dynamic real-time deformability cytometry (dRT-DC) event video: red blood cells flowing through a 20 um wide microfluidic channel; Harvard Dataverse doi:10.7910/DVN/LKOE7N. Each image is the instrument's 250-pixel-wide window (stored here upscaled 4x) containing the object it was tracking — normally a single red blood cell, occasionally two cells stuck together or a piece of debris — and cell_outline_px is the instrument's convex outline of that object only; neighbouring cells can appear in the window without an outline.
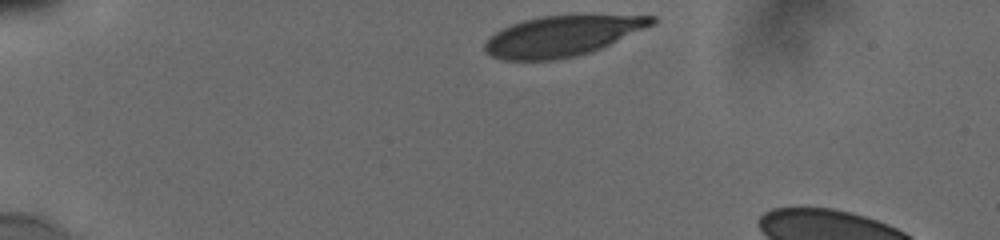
{"species": "human", "species_latin": "Homo sapiens", "temperature_condition": "cold", "stored_images_in_passage": 14, "camera_frame_rate_fps": 3000, "um_per_image_px": 0.085, "donor": {"sex": "male"}, "frame": {"image": 1, "passage_image": 1, "time_ms": 0.0, "image_size_px": [1000, 240], "cell_outline_px": [[656, 20], [652, 24], [592, 52], [576, 56], [552, 60], [504, 60], [492, 56], [484, 52], [484, 44], [496, 32], [512, 24], [524, 20], [540, 16], [656, 16]], "centroid_in_image_um": [47.71, 3.08], "position_along_channel_um": 37.3, "area_um2": 38.44}}
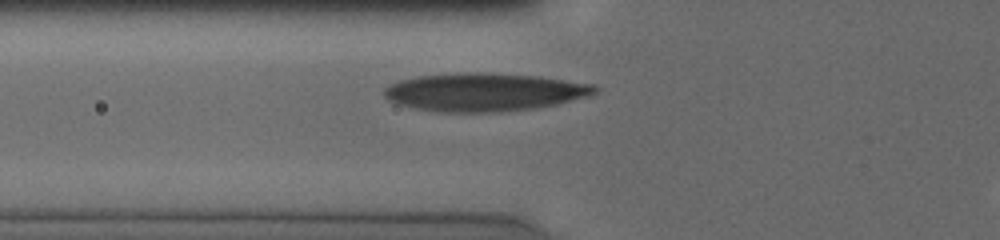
{"frame": {"image": 2, "passage_image": 13, "time_ms": 3.0, "image_size_px": [1000, 240], "cell_outline_px": [[596, 92], [588, 96], [556, 104], [532, 108], [500, 112], [444, 112], [416, 108], [396, 104], [388, 100], [384, 96], [384, 88], [388, 84], [400, 80], [416, 76], [456, 72], [484, 72], [536, 76], [592, 84], [596, 88]], "centroid_in_image_um": [41.08, 7.82], "position_along_channel_um": 84.7, "area_um2": 46.76}}